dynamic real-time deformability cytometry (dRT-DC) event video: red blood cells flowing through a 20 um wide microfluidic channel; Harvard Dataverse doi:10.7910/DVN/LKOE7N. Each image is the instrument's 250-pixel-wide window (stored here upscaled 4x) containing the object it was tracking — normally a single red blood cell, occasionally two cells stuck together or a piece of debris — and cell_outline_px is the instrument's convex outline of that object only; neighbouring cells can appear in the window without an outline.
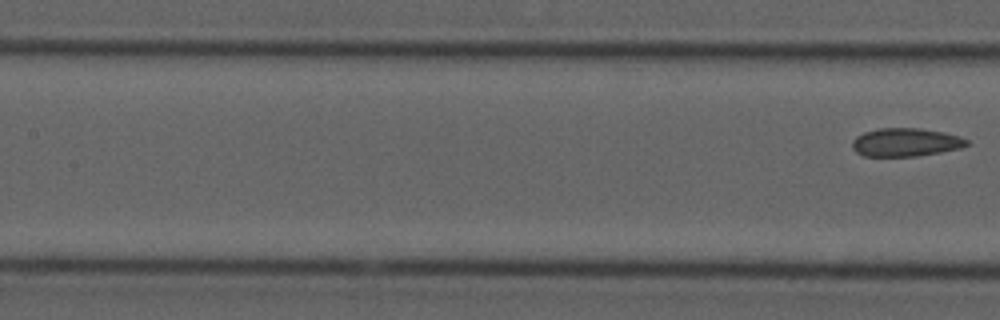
{"species": "common noctule bat (a hibernating species)", "species_latin": "Nyctalus noctula", "temperature_condition": "cold", "stored_images_in_passage": 8, "segment_of_instrument_passage": [2, 2], "camera_frame_rate_fps": 3000, "um_per_image_px": 0.085, "animal": {"sex": "male", "forearm_length_mm": 52.5}, "frame": {"image": 1, "passage_image": 8, "time_ms": 9.0, "image_size_px": [1000, 320], "cell_outline_px": [[968, 144], [960, 148], [940, 152], [916, 156], [864, 156], [856, 152], [852, 148], [852, 140], [856, 136], [864, 132], [880, 128], [920, 128], [944, 132], [960, 136], [968, 140]], "centroid_in_image_um": [76.96, 12.09], "position_along_channel_um": 130.4, "area_um2": 18.9}}